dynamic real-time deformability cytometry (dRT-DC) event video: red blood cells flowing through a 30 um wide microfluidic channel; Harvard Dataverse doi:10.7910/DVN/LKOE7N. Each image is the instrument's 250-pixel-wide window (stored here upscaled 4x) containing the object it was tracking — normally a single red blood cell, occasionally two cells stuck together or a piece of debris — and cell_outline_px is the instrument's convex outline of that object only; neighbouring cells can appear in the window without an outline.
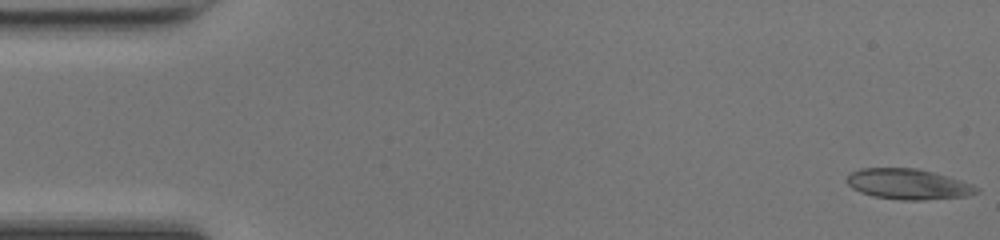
{"species": "common noctule bat (a hibernating species)", "species_latin": "Nyctalus noctula", "temperature_condition": "room temperature", "stored_images_in_passage": 48, "camera_frame_rate_fps": 3000, "um_per_image_px": 0.085, "animal": {"sex": "female", "body_mass_g": 17.0, "forearm_length_mm": 48.0}, "frame": {"image": 1, "passage_image": 1, "time_ms": 0.0, "image_size_px": [1000, 240], "cell_outline_px": [[980, 192], [968, 196], [924, 200], [900, 200], [872, 196], [860, 192], [852, 188], [848, 184], [848, 172], [860, 168], [916, 168], [948, 176], [972, 184], [980, 188]], "centroid_in_image_um": [77.21, 15.65], "position_along_channel_um": 7.8, "area_um2": 23.24}}
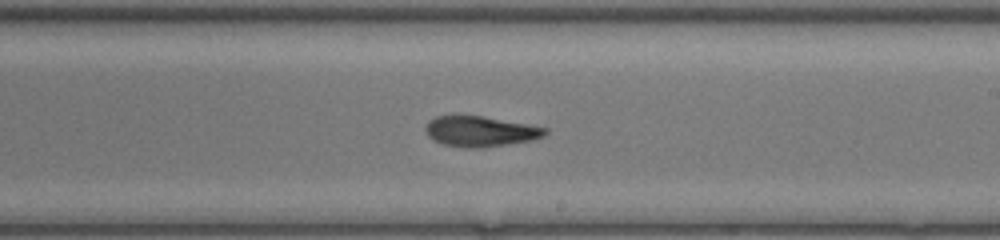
{"frame": {"image": 2, "passage_image": 28, "time_ms": 9.0, "image_size_px": [1000, 240], "cell_outline_px": [[548, 132], [544, 136], [532, 140], [480, 148], [464, 148], [444, 144], [432, 140], [428, 136], [424, 128], [428, 120], [436, 116], [480, 116], [548, 128]], "centroid_in_image_um": [40.79, 11.18], "position_along_channel_um": 248.2, "area_um2": 21.04}}
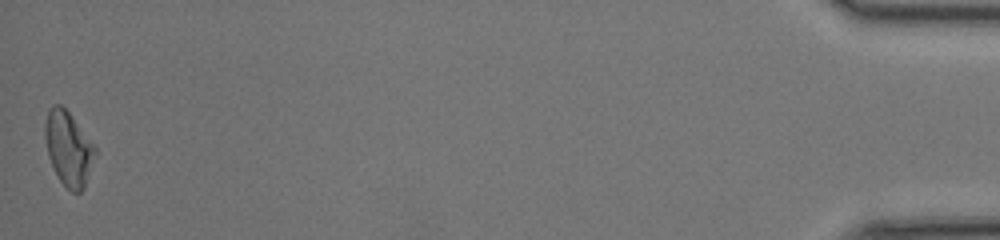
{"frame": {"image": 3, "passage_image": 48, "time_ms": 15.667, "image_size_px": [1000, 240], "cell_outline_px": [[96, 152], [84, 188], [80, 192], [72, 192], [60, 180], [48, 156], [44, 136], [44, 124], [48, 108], [52, 104], [60, 104], [68, 112], [96, 148]], "centroid_in_image_um": [5.79, 12.59], "position_along_channel_um": 429.4, "area_um2": 21.27}, "authors_computed_cell_mechanics": {"area_um2": 21.8195, "velocity_mm_per_s": 4.2751, "shape_relaxation_time_tau1_ms": 10.1097, "shape_relaxation_time_tau2_ms": 2.8789, "deformation_change_tau1": 0.2444, "deformation_change_tau2": 0.1124}}